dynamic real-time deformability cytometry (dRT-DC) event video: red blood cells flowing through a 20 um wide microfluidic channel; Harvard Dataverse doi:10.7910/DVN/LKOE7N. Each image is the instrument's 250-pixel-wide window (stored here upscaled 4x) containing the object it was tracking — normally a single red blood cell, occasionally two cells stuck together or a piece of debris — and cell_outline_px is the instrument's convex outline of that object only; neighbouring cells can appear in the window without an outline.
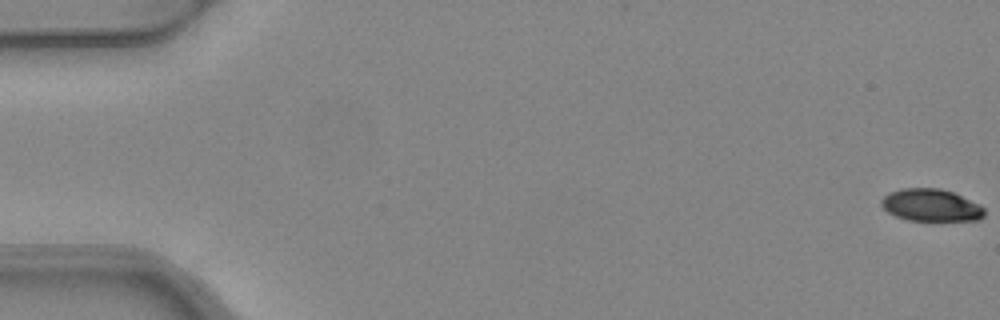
{"species": "common noctule bat (a hibernating species)", "species_latin": "Nyctalus noctula", "temperature_condition": "warm", "stored_images_in_passage": 5, "camera_frame_rate_fps": 3000, "um_per_image_px": 0.085, "animal": {"sex": "female", "body_mass_g": 24.6, "forearm_length_mm": 56.2}, "frame": {"image": 1, "passage_image": 1, "time_ms": 0.0, "image_size_px": [1000, 320], "cell_outline_px": [[984, 216], [980, 220], [908, 220], [896, 216], [888, 212], [880, 204], [880, 200], [888, 192], [900, 188], [940, 188], [952, 192], [980, 204], [984, 208]], "centroid_in_image_um": [79.12, 17.43], "position_along_channel_um": 5.9, "area_um2": 19.42}}
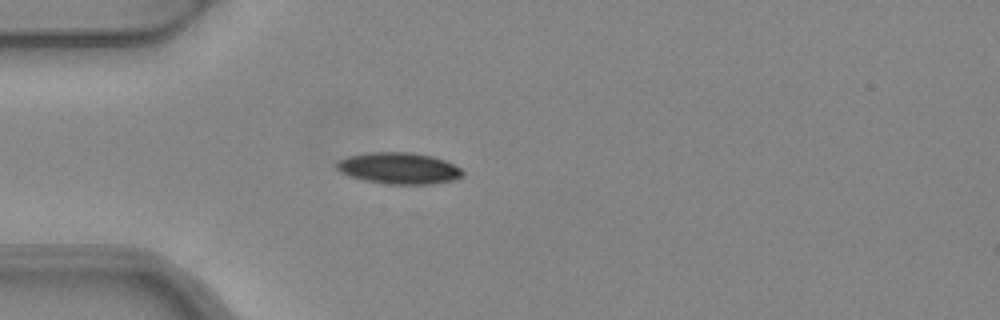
{"frame": {"image": 2, "passage_image": 5, "time_ms": 1.333, "image_size_px": [1000, 320], "cell_outline_px": [[464, 176], [452, 180], [432, 184], [388, 184], [364, 180], [340, 172], [336, 168], [336, 160], [348, 156], [372, 152], [412, 152], [432, 156], [444, 160], [460, 168], [464, 172]], "centroid_in_image_um": [33.9, 14.3], "position_along_channel_um": 51.1, "area_um2": 23.06}}